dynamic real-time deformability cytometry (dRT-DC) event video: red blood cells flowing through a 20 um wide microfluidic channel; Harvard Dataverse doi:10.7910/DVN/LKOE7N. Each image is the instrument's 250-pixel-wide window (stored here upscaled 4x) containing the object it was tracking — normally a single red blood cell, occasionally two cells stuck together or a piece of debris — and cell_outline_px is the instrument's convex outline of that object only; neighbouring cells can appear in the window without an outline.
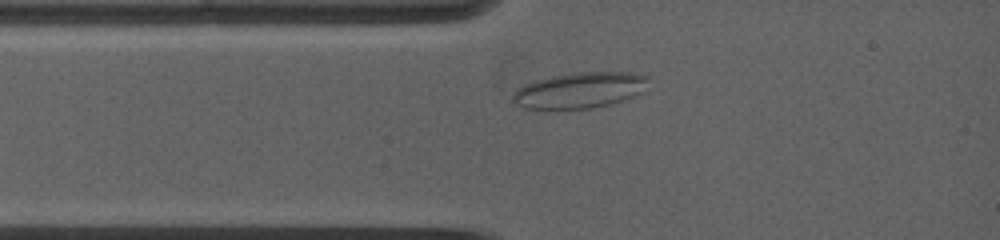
{"species": "common noctule bat (a hibernating species)", "species_latin": "Nyctalus noctula", "temperature_condition": "warm", "stored_images_in_passage": 29, "camera_frame_rate_fps": 5000, "um_per_image_px": 0.085, "animal": {"sex": "female", "body_mass_g": 19.0, "forearm_length_mm": 53.3}, "frame": {"image": 1, "passage_image": 4, "time_ms": 1.0, "image_size_px": [1000, 240], "cell_outline_px": [[648, 80], [644, 92], [608, 104], [588, 108], [524, 108], [516, 104], [512, 100], [512, 92], [516, 88], [524, 84], [536, 80], [552, 76], [580, 72], [632, 72], [648, 76]], "centroid_in_image_um": [49.26, 7.65], "position_along_channel_um": 35.7, "area_um2": 28.03}}
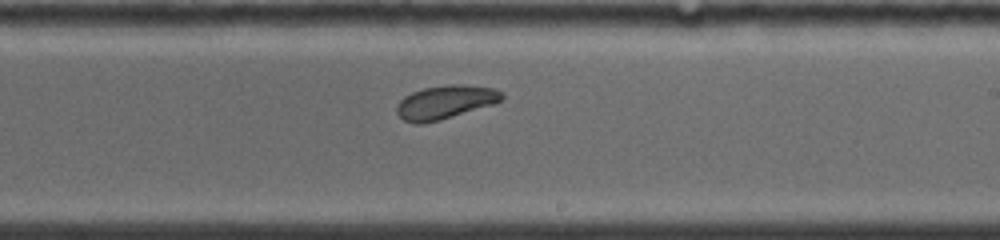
{"frame": {"image": 2, "passage_image": 18, "time_ms": 6.6, "image_size_px": [1000, 240], "cell_outline_px": [[504, 100], [492, 104], [440, 120], [424, 124], [416, 124], [404, 120], [396, 112], [396, 104], [404, 96], [412, 92], [424, 88], [448, 84], [464, 84], [492, 88], [504, 92]], "centroid_in_image_um": [37.84, 8.68], "position_along_channel_um": 251.2, "area_um2": 20.63}}
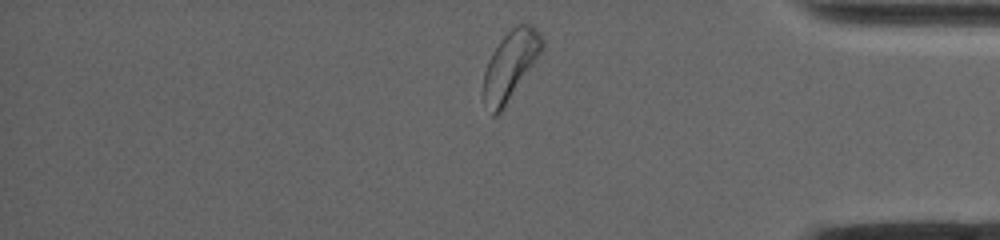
{"frame": {"image": 3, "passage_image": 29, "time_ms": 10.8, "image_size_px": [1000, 240], "cell_outline_px": [[544, 48], [504, 108], [496, 116], [492, 116], [484, 100], [484, 72], [488, 60], [492, 52], [500, 40], [516, 24], [528, 24], [536, 28], [540, 32], [544, 40]], "centroid_in_image_um": [43.4, 5.53], "position_along_channel_um": 391.8, "area_um2": 23.24}, "authors_computed_cell_mechanics": {"area_um2": 20.9236, "velocity_mm_per_s": 3.8951, "shape_relaxation_time_tau1_ms": null, "shape_relaxation_time_tau2_ms": 5.5118, "deformation_change_tau1": null, "deformation_change_tau2": 0.1121}}